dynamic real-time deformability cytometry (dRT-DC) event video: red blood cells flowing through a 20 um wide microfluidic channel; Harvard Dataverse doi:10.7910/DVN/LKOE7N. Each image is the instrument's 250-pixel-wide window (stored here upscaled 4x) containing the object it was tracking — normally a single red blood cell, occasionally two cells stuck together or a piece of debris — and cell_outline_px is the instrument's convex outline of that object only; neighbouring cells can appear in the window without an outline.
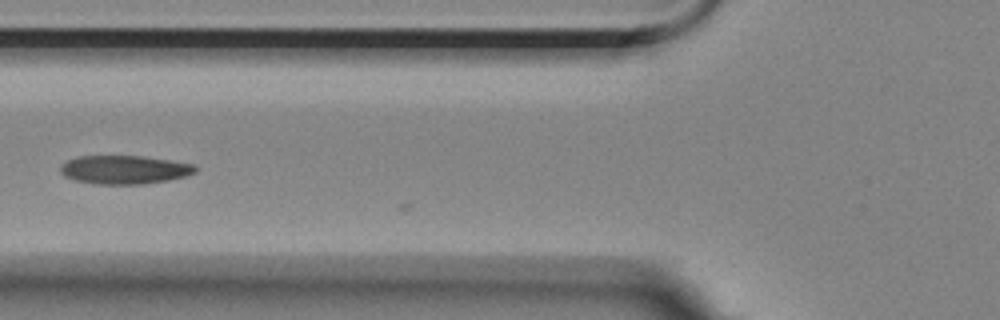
{"species": "Egyptian fruit bat (a non-hibernating species)", "species_latin": "Rousettus aegyptiacus", "temperature_condition": "room temperature", "stored_images_in_passage": 10, "camera_frame_rate_fps": 3000, "um_per_image_px": 0.085, "animal": {"sex": "female"}, "frame": {"image": 1, "passage_image": 3, "time_ms": 0.667, "image_size_px": [1000, 320], "cell_outline_px": [[196, 172], [184, 176], [168, 180], [144, 184], [96, 184], [76, 180], [64, 176], [60, 172], [60, 164], [76, 156], [144, 156], [196, 164]], "centroid_in_image_um": [10.56, 14.41], "position_along_channel_um": 115.2, "area_um2": 22.54}}
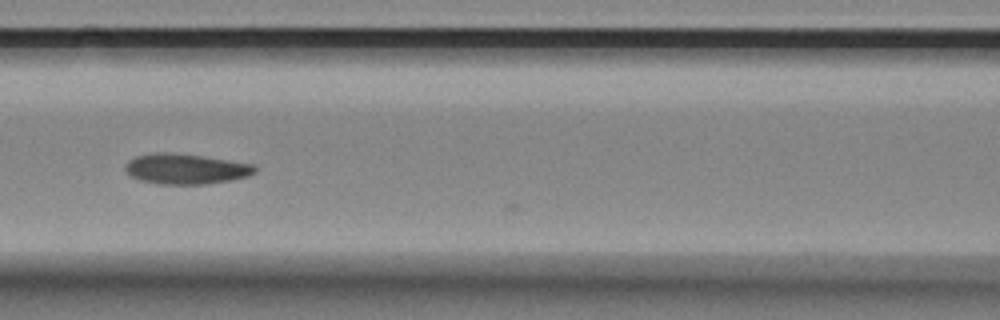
{"frame": {"image": 2, "passage_image": 6, "time_ms": 1.667, "image_size_px": [1000, 320], "cell_outline_px": [[256, 172], [248, 176], [232, 180], [208, 184], [160, 184], [140, 180], [132, 176], [124, 168], [124, 164], [128, 160], [136, 156], [152, 152], [172, 152], [256, 164]], "centroid_in_image_um": [15.79, 14.35], "position_along_channel_um": 150.8, "area_um2": 23.06}}
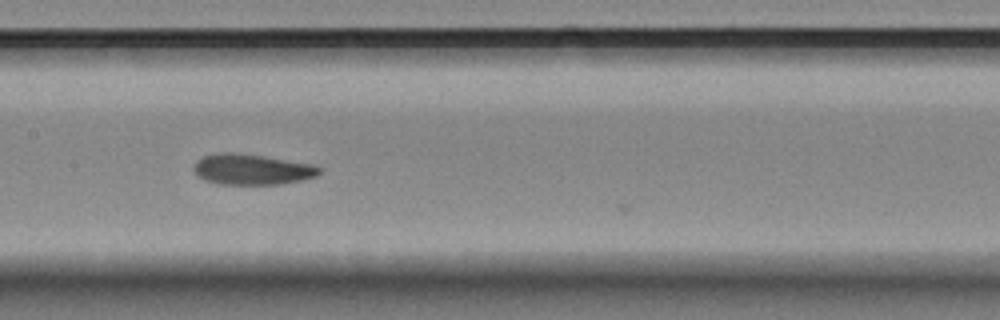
{"frame": {"image": 3, "passage_image": 9, "time_ms": 2.667, "image_size_px": [1000, 320], "cell_outline_px": [[320, 172], [316, 176], [300, 180], [280, 184], [216, 184], [204, 180], [196, 176], [192, 168], [196, 160], [204, 156], [220, 152], [232, 152], [264, 156], [312, 164], [320, 168]], "centroid_in_image_um": [21.34, 14.4], "position_along_channel_um": 186.1, "area_um2": 22.48}}